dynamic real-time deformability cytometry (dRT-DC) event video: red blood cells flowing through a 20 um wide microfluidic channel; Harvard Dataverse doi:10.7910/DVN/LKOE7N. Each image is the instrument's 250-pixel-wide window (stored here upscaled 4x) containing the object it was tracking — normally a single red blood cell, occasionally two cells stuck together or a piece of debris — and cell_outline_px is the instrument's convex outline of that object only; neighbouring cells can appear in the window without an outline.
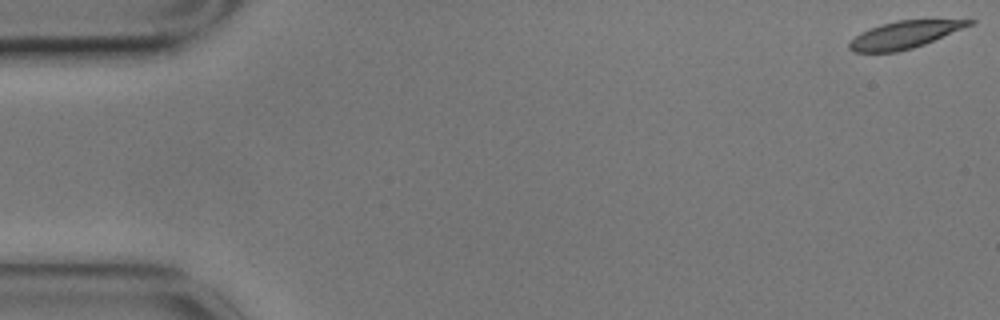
{"species": "common noctule bat (a hibernating species)", "species_latin": "Nyctalus noctula", "temperature_condition": "cold", "stored_images_in_passage": 58, "camera_frame_rate_fps": 3000, "um_per_image_px": 0.085, "animal": {"sex": "male", "body_mass_g": 17.9}, "frame": {"image": 1, "passage_image": 1, "time_ms": 0.0, "image_size_px": [1000, 320], "cell_outline_px": [[976, 20], [972, 24], [924, 44], [912, 48], [896, 52], [852, 52], [848, 48], [848, 44], [860, 32], [880, 24], [896, 20]], "centroid_in_image_um": [76.81, 2.96], "position_along_channel_um": 8.2, "area_um2": 18.73}}
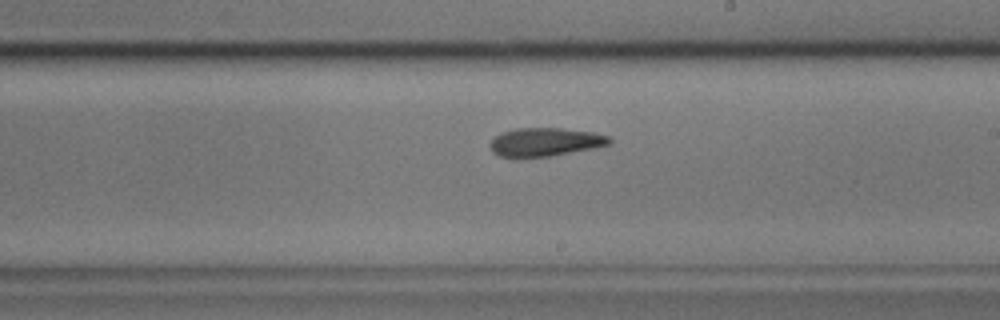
{"frame": {"image": 2, "passage_image": 33, "time_ms": 10.667, "image_size_px": [1000, 320], "cell_outline_px": [[612, 140], [608, 144], [592, 148], [548, 156], [500, 156], [492, 152], [488, 144], [496, 136], [504, 132], [516, 128], [560, 128], [592, 132], [608, 136]], "centroid_in_image_um": [46.31, 12.05], "position_along_channel_um": 242.7, "area_um2": 19.25}}
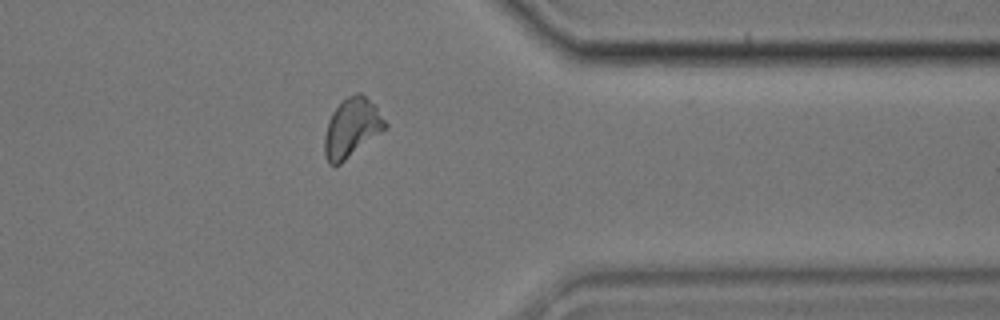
{"frame": {"image": 3, "passage_image": 46, "time_ms": 15.0, "image_size_px": [1000, 320], "cell_outline_px": [[388, 128], [340, 164], [328, 164], [324, 156], [324, 136], [328, 120], [332, 112], [348, 96], [356, 92], [360, 92], [376, 108], [388, 124]], "centroid_in_image_um": [29.89, 10.89], "position_along_channel_um": 381.5, "area_um2": 20.69}, "authors_computed_cell_mechanics": {"area_um2": 19.941, "velocity_mm_per_s": 3.4574, "shape_relaxation_time_tau1_ms": 10.3202, "shape_relaxation_time_tau2_ms": 8.1649, "deformation_change_tau1": 0.2337, "deformation_change_tau2": 0.1629}}